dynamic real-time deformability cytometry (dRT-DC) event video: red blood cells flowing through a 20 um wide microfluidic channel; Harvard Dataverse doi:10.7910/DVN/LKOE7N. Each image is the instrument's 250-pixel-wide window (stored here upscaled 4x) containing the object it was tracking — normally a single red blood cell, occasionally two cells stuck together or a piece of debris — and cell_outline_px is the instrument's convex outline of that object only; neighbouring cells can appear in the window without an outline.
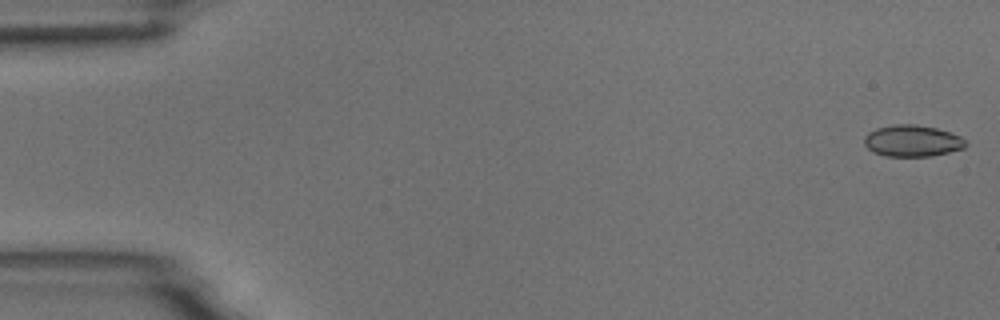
{"species": "common noctule bat (a hibernating species)", "species_latin": "Nyctalus noctula", "temperature_condition": "room temperature", "stored_images_in_passage": 8, "camera_frame_rate_fps": 3000, "um_per_image_px": 0.085, "animal": {"sex": "male", "body_mass_g": 18.8}, "frame": {"image": 1, "passage_image": 1, "time_ms": 0.0, "image_size_px": [1000, 320], "cell_outline_px": [[968, 144], [964, 148], [932, 156], [888, 156], [872, 152], [864, 144], [864, 136], [868, 132], [876, 128], [892, 124], [916, 124], [936, 128], [960, 136]], "centroid_in_image_um": [77.52, 11.97], "position_along_channel_um": 7.5, "area_um2": 18.67}}
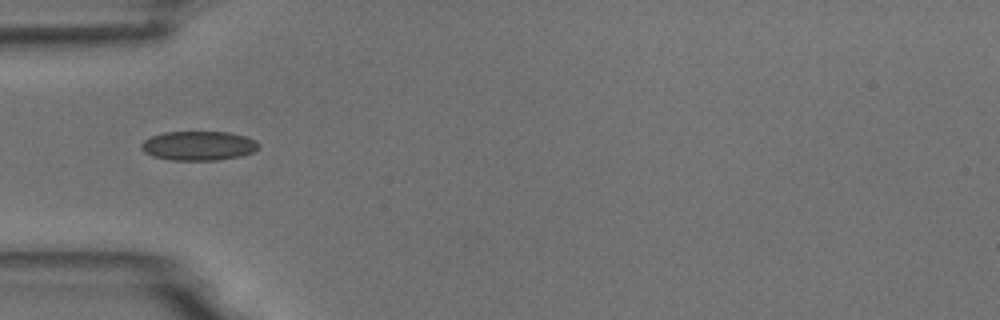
{"frame": {"image": 2, "passage_image": 5, "time_ms": 5.333, "image_size_px": [1000, 320], "cell_outline_px": [[260, 144], [252, 152], [240, 156], [216, 160], [172, 160], [152, 156], [144, 152], [140, 148], [140, 144], [144, 140], [152, 136], [164, 132], [228, 132], [244, 136], [256, 140]], "centroid_in_image_um": [16.84, 12.39], "position_along_channel_um": 68.2, "area_um2": 19.94}}